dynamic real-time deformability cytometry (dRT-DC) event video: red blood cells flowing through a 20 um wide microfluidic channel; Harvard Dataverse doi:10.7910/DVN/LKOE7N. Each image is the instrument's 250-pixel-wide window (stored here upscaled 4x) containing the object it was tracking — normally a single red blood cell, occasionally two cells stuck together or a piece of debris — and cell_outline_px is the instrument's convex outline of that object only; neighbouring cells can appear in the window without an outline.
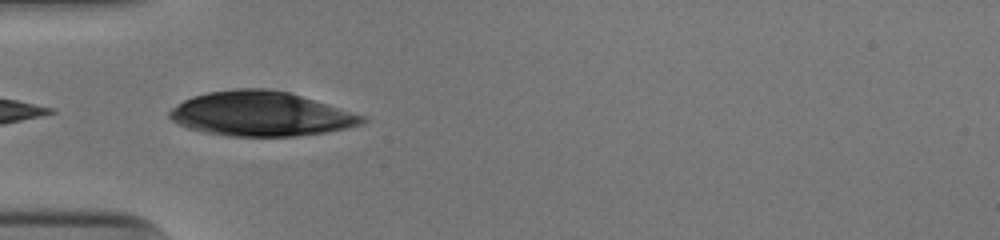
{"species": "human", "species_latin": "Homo sapiens", "temperature_condition": "cold", "stored_images_in_passage": 7, "camera_frame_rate_fps": 3000, "um_per_image_px": 0.085, "donor": {"sex": "male"}, "frame": {"image": 1, "passage_image": 1, "time_ms": 0.0, "image_size_px": [1000, 240], "cell_outline_px": [[368, 120], [364, 124], [348, 128], [324, 132], [296, 136], [228, 136], [204, 132], [188, 128], [176, 124], [168, 116], [168, 112], [172, 108], [184, 100], [192, 96], [208, 92], [236, 88], [268, 88], [288, 92], [328, 104], [364, 116]], "centroid_in_image_um": [22.15, 9.68], "position_along_channel_um": 62.8, "area_um2": 50.05}}
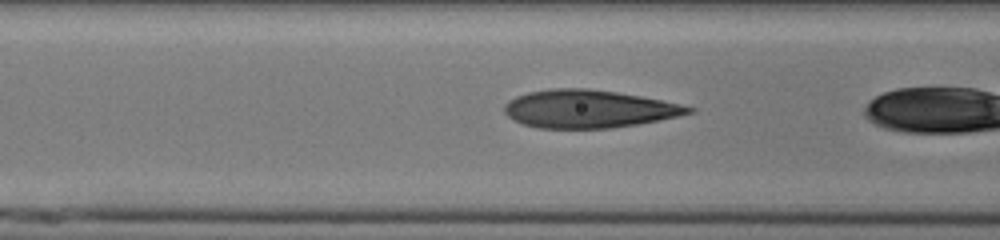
{"frame": {"image": 2, "passage_image": 3, "time_ms": 0.667, "image_size_px": [1000, 240], "cell_outline_px": [[696, 112], [680, 116], [660, 120], [612, 128], [540, 128], [524, 124], [512, 120], [504, 112], [504, 104], [508, 100], [516, 96], [528, 92], [552, 88], [588, 88], [616, 92], [640, 96], [680, 104], [696, 108]], "centroid_in_image_um": [50.03, 9.25], "position_along_channel_um": 116.6, "area_um2": 40.75}}
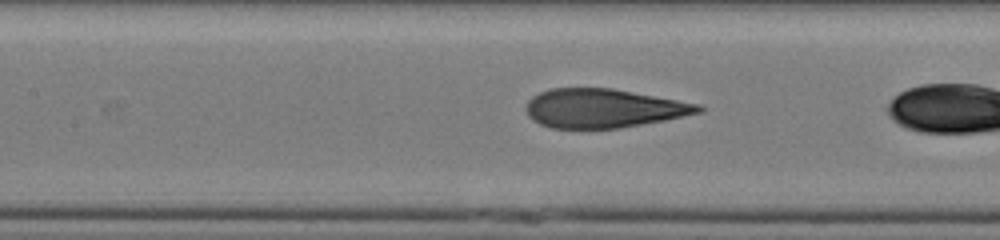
{"frame": {"image": 3, "passage_image": 6, "time_ms": 1.667, "image_size_px": [1000, 240], "cell_outline_px": [[704, 112], [664, 120], [620, 128], [552, 128], [540, 124], [532, 120], [528, 116], [524, 108], [528, 100], [532, 96], [540, 92], [552, 88], [612, 88], [700, 104], [704, 108]], "centroid_in_image_um": [51.28, 9.2], "position_along_channel_um": 156.1, "area_um2": 39.13}}